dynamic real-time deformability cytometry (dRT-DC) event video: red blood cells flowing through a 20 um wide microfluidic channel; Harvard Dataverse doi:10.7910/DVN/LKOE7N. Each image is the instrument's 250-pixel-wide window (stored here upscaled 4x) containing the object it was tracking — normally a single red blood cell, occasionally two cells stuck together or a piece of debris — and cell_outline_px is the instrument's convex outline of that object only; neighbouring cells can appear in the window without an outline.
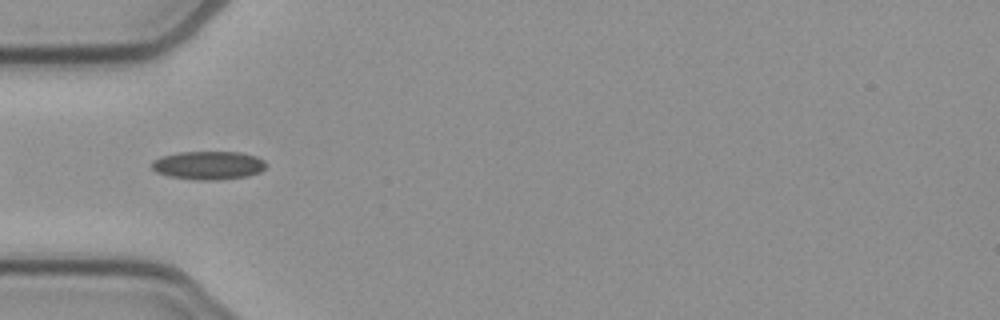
{"species": "common noctule bat (a hibernating species)", "species_latin": "Nyctalus noctula", "temperature_condition": "cold", "stored_images_in_passage": 38, "camera_frame_rate_fps": 3000, "um_per_image_px": 0.085, "animal": {"sex": "female", "body_mass_g": 21.9}, "frame": {"image": 1, "passage_image": 2, "time_ms": 0.333, "image_size_px": [1000, 320], "cell_outline_px": [[268, 164], [260, 172], [248, 176], [212, 180], [196, 180], [168, 176], [156, 172], [152, 168], [152, 160], [160, 156], [180, 152], [240, 152], [256, 156], [264, 160]], "centroid_in_image_um": [17.71, 14.05], "position_along_channel_um": 67.3, "area_um2": 19.02}}
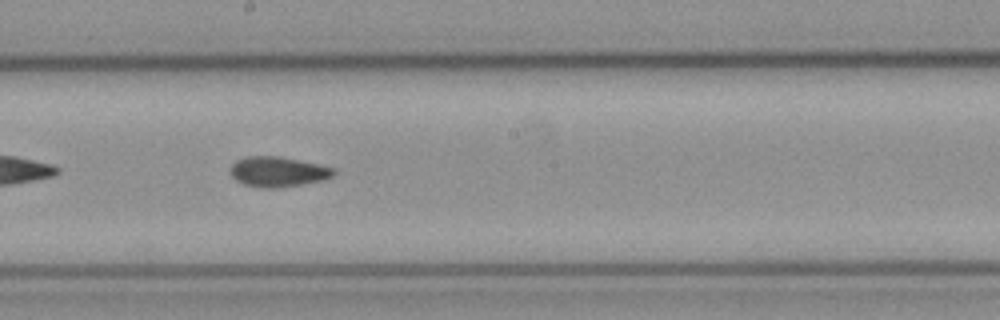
{"frame": {"image": 2, "passage_image": 14, "time_ms": 4.333, "image_size_px": [1000, 320], "cell_outline_px": [[336, 172], [332, 176], [324, 180], [276, 188], [264, 188], [244, 184], [236, 180], [232, 176], [232, 164], [236, 160], [248, 156], [280, 156], [336, 168]], "centroid_in_image_um": [23.65, 14.59], "position_along_channel_um": 224.6, "area_um2": 17.98}}
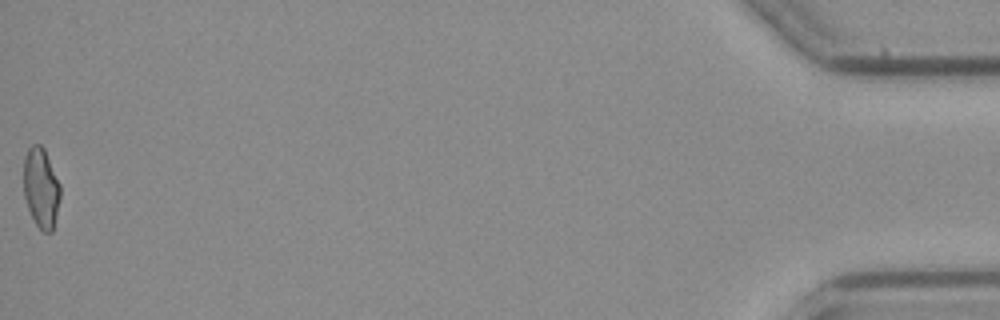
{"frame": {"image": 3, "passage_image": 38, "time_ms": 12.333, "image_size_px": [1000, 320], "cell_outline_px": [[60, 196], [56, 216], [52, 232], [44, 232], [36, 224], [28, 208], [24, 196], [24, 156], [28, 148], [32, 144], [40, 144], [44, 148], [60, 184]], "centroid_in_image_um": [3.48, 15.94], "position_along_channel_um": 431.7, "area_um2": 16.99}, "authors_computed_cell_mechanics": {"area_um2": 17.629, "velocity_mm_per_s": 3.9004, "shape_relaxation_time_tau1_ms": null, "shape_relaxation_time_tau2_ms": 5.7714, "deformation_change_tau1": null, "deformation_change_tau2": 0.0901}}